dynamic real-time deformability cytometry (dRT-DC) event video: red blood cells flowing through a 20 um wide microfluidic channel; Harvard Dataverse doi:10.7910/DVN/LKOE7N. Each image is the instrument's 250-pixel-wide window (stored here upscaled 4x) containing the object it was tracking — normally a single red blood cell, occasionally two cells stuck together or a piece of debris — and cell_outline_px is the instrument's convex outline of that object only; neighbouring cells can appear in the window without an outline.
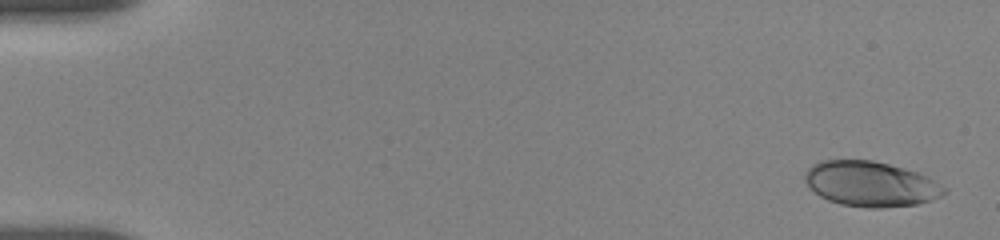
{"species": "human", "species_latin": "Homo sapiens", "temperature_condition": "room temperature", "stored_images_in_passage": 16, "camera_frame_rate_fps": 3000, "um_per_image_px": 0.085, "donor": {"sex": "female"}, "frame": {"image": 1, "passage_image": 1, "time_ms": 0.0, "image_size_px": [1000, 240], "cell_outline_px": [[948, 192], [932, 200], [916, 204], [880, 208], [868, 208], [840, 204], [828, 200], [820, 196], [804, 180], [804, 176], [808, 168], [812, 164], [820, 160], [872, 160], [904, 168], [928, 176], [948, 188]], "centroid_in_image_um": [74.03, 15.63], "position_along_channel_um": 11.0, "area_um2": 36.7}}
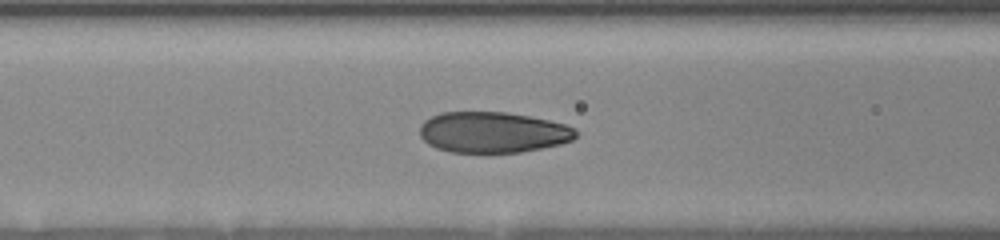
{"frame": {"image": 2, "passage_image": 10, "time_ms": 7.0, "image_size_px": [1000, 240], "cell_outline_px": [[580, 132], [572, 140], [560, 144], [520, 152], [452, 152], [436, 148], [428, 144], [420, 136], [420, 124], [424, 120], [440, 112], [504, 112], [528, 116], [548, 120], [564, 124], [576, 128]], "centroid_in_image_um": [41.89, 11.24], "position_along_channel_um": 124.7, "area_um2": 37.17}}
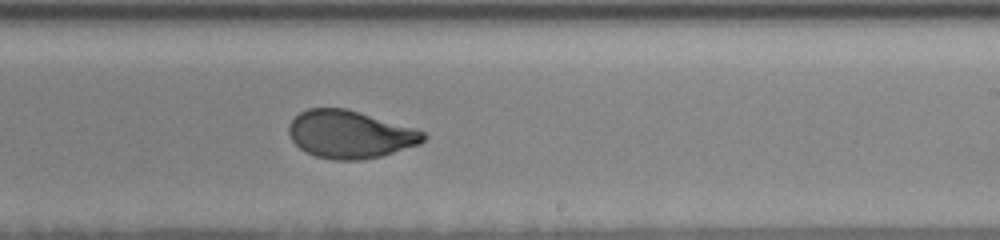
{"frame": {"image": 3, "passage_image": 16, "time_ms": 10.667, "image_size_px": [1000, 240], "cell_outline_px": [[428, 136], [420, 144], [380, 156], [360, 160], [332, 160], [316, 156], [300, 148], [288, 136], [288, 124], [300, 112], [308, 108], [344, 108], [416, 128], [424, 132]], "centroid_in_image_um": [29.74, 11.42], "position_along_channel_um": 259.3, "area_um2": 37.34}}